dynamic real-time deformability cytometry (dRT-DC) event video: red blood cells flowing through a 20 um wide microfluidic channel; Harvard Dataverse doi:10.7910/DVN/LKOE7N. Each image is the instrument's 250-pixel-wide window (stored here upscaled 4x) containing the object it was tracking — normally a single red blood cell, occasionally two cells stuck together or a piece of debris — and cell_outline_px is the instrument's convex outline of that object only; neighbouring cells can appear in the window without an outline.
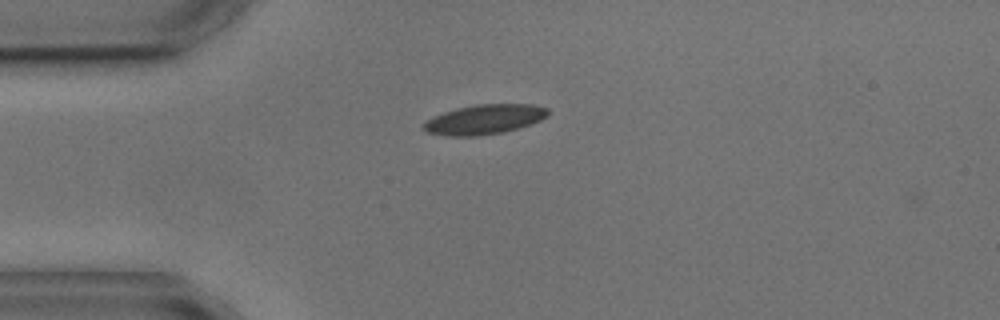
{"species": "common noctule bat (a hibernating species)", "species_latin": "Nyctalus noctula", "temperature_condition": "cold", "stored_images_in_passage": 2, "camera_frame_rate_fps": 3000, "um_per_image_px": 0.085, "animal": {"sex": "male", "body_mass_g": 17.9, "forearm_length_mm": 54.2}, "frame": {"image": 1, "passage_image": 1, "time_ms": 0.0, "image_size_px": [1000, 320], "cell_outline_px": [[548, 116], [540, 120], [520, 128], [504, 132], [476, 136], [448, 136], [428, 132], [420, 128], [432, 116], [456, 108], [476, 104], [532, 104], [548, 108]], "centroid_in_image_um": [41.18, 10.15], "position_along_channel_um": 43.8, "area_um2": 21.62}}
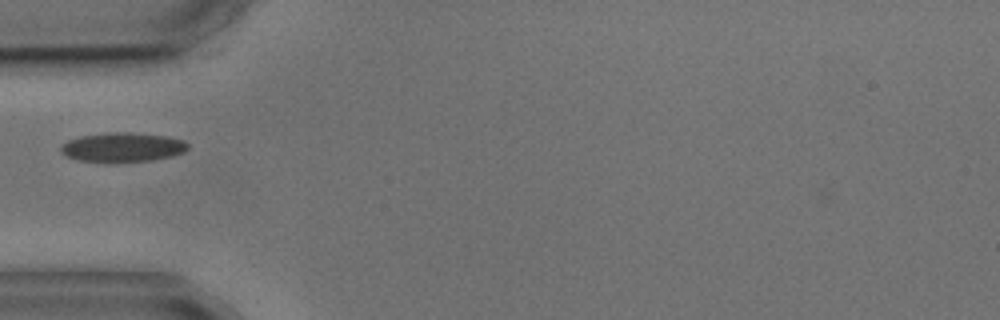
{"frame": {"image": 2, "passage_image": 2, "time_ms": 1.333, "image_size_px": [1000, 320], "cell_outline_px": [[188, 148], [184, 152], [172, 156], [152, 160], [116, 164], [104, 164], [76, 160], [64, 156], [60, 152], [60, 148], [68, 140], [80, 136], [112, 132], [132, 132], [168, 136], [184, 140], [188, 144]], "centroid_in_image_um": [10.39, 12.55], "position_along_channel_um": 74.6, "area_um2": 22.54}}